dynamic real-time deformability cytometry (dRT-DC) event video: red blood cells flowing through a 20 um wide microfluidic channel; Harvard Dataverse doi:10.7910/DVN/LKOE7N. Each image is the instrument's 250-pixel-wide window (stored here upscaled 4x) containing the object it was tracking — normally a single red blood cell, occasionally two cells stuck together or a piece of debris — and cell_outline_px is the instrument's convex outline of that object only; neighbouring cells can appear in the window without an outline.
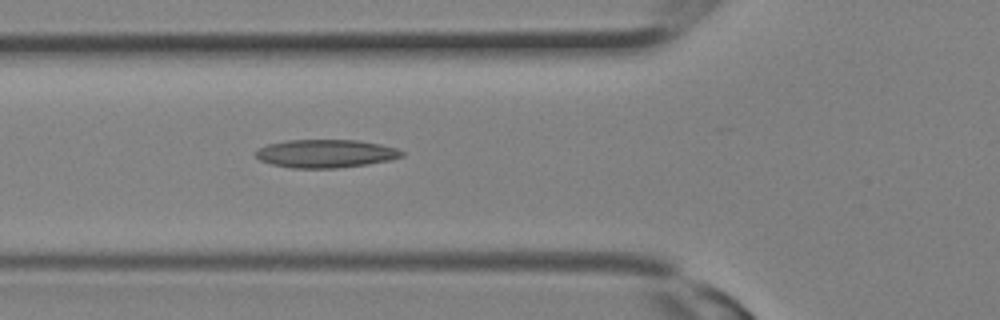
{"species": "Egyptian fruit bat (a non-hibernating species)", "species_latin": "Rousettus aegyptiacus", "temperature_condition": "room temperature", "stored_images_in_passage": 11, "camera_frame_rate_fps": 3000, "um_per_image_px": 0.085, "animal": {"sex": "female"}, "frame": {"image": 1, "passage_image": 11, "time_ms": 3.333, "image_size_px": [1000, 320], "cell_outline_px": [[404, 156], [388, 160], [368, 164], [336, 168], [292, 168], [272, 164], [260, 160], [256, 156], [256, 152], [260, 148], [268, 144], [288, 140], [356, 140], [380, 144], [396, 148], [404, 152]], "centroid_in_image_um": [27.7, 13.05], "position_along_channel_um": 98.1, "area_um2": 23.81}}